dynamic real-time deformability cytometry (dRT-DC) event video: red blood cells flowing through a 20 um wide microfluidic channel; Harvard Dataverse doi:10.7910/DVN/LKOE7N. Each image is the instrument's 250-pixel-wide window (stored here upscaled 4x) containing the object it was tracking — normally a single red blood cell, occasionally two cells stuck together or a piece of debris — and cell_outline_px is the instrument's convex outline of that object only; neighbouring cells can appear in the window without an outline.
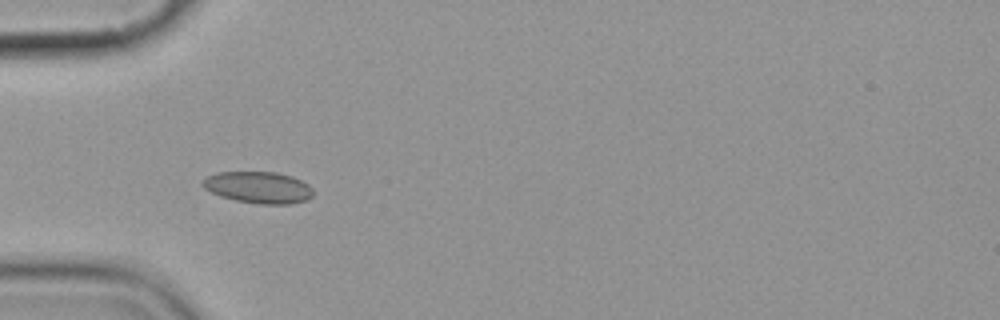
{"species": "common noctule bat (a hibernating species)", "species_latin": "Nyctalus noctula", "temperature_condition": "cold", "stored_images_in_passage": 15, "camera_frame_rate_fps": 3000, "um_per_image_px": 0.085, "animal": {"sex": "female", "body_mass_g": 19.9}, "frame": {"image": 1, "passage_image": 5, "time_ms": 5.333, "image_size_px": [1000, 320], "cell_outline_px": [[312, 196], [308, 200], [292, 204], [260, 204], [236, 200], [220, 196], [204, 188], [200, 184], [200, 180], [216, 172], [276, 172], [292, 176], [308, 184], [312, 188]], "centroid_in_image_um": [21.95, 15.93], "position_along_channel_um": 63.0, "area_um2": 20.52}}
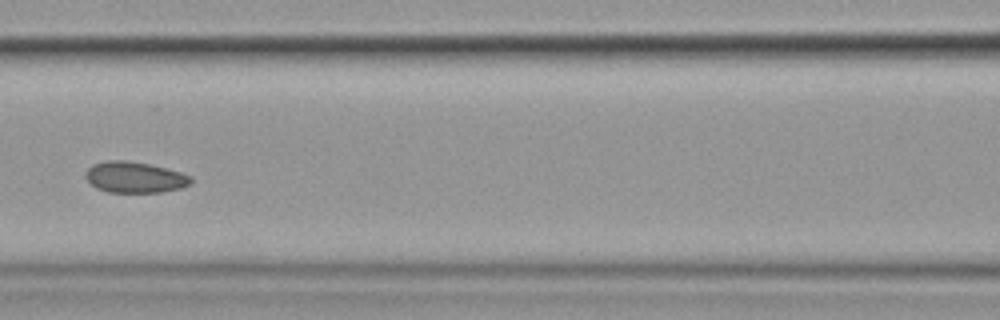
{"frame": {"image": 2, "passage_image": 7, "time_ms": 8.0, "image_size_px": [1000, 320], "cell_outline_px": [[192, 180], [188, 184], [180, 188], [160, 192], [108, 192], [96, 188], [84, 176], [84, 172], [92, 164], [108, 160], [124, 160], [148, 164], [180, 172], [192, 176]], "centroid_in_image_um": [11.41, 15.06], "position_along_channel_um": 155.2, "area_um2": 18.9}}
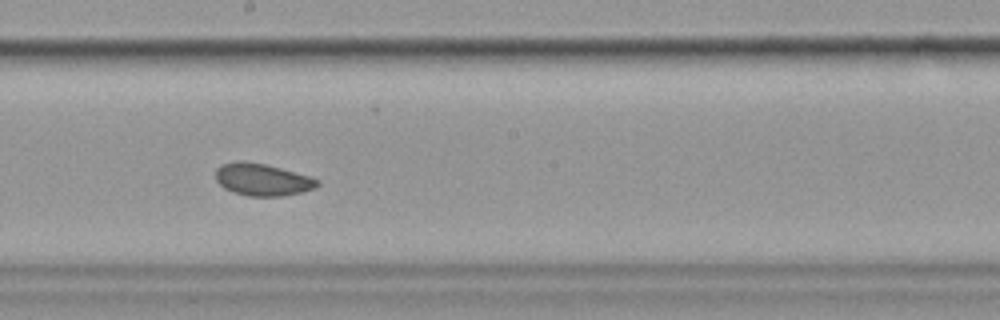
{"frame": {"image": 3, "passage_image": 9, "time_ms": 10.0, "image_size_px": [1000, 320], "cell_outline_px": [[320, 184], [316, 188], [284, 196], [248, 196], [232, 192], [224, 188], [216, 180], [216, 168], [220, 164], [236, 160], [244, 160], [264, 164], [280, 168], [308, 176], [320, 180]], "centroid_in_image_um": [22.27, 15.26], "position_along_channel_um": 225.9, "area_um2": 19.19}, "authors_computed_cell_mechanics": {"area_um2": 20.519, "velocity_mm_per_s": 3.5561, "shape_relaxation_time_tau1_ms": 6.2107, "shape_relaxation_time_tau2_ms": 3.2693, "deformation_change_tau1": 0.0506, "deformation_change_tau2": 0.0568}}